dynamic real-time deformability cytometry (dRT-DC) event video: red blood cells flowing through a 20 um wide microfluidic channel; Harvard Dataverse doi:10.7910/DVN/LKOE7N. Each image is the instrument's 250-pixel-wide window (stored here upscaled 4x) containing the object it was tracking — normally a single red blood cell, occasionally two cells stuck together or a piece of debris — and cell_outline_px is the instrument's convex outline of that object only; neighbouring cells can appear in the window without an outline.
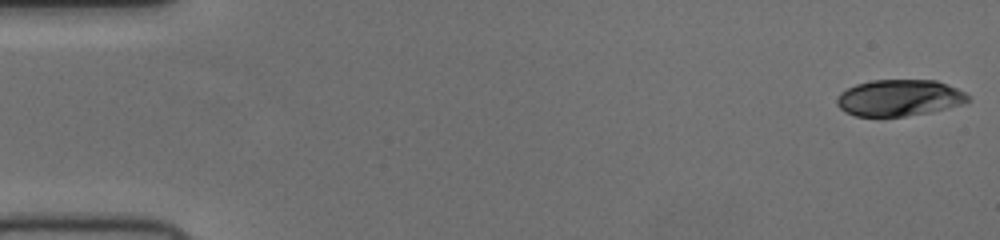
{"species": "human", "species_latin": "Homo sapiens", "temperature_condition": "cold", "stored_images_in_passage": 53, "camera_frame_rate_fps": 3000, "um_per_image_px": 0.085, "donor": {"sex": "female"}, "frame": {"image": 1, "passage_image": 1, "time_ms": 0.0, "image_size_px": [1000, 240], "cell_outline_px": [[972, 100], [964, 104], [932, 112], [904, 116], [856, 116], [844, 112], [836, 104], [836, 96], [840, 92], [856, 84], [872, 80], [936, 80], [948, 84], [964, 92]], "centroid_in_image_um": [76.44, 8.32], "position_along_channel_um": 8.6, "area_um2": 28.09}}
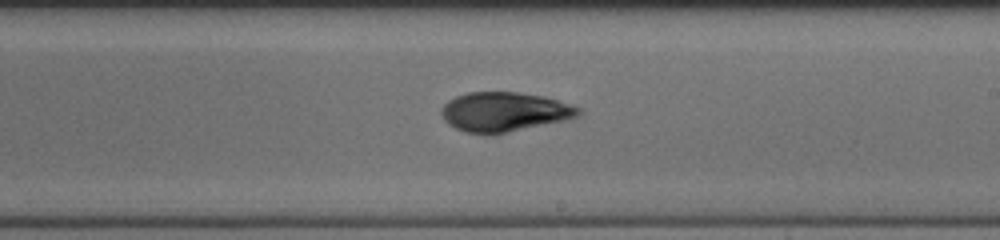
{"frame": {"image": 2, "passage_image": 31, "time_ms": 10.0, "image_size_px": [1000, 240], "cell_outline_px": [[580, 116], [564, 120], [492, 136], [488, 136], [464, 132], [448, 124], [444, 120], [440, 112], [440, 108], [448, 100], [456, 96], [468, 92], [516, 92], [544, 96], [580, 108]], "centroid_in_image_um": [42.8, 9.53], "position_along_channel_um": 246.2, "area_um2": 31.79}}
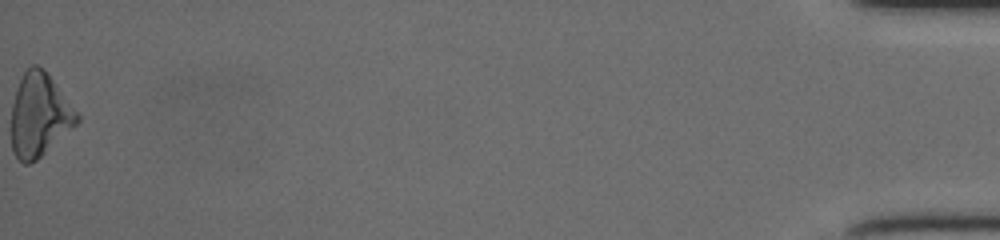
{"frame": {"image": 3, "passage_image": 53, "time_ms": 17.333, "image_size_px": [1000, 240], "cell_outline_px": [[80, 120], [76, 124], [36, 160], [28, 164], [24, 164], [12, 152], [12, 104], [16, 88], [24, 72], [32, 64], [36, 64], [44, 68], [80, 116]], "centroid_in_image_um": [3.33, 9.76], "position_along_channel_um": 431.9, "area_um2": 31.44}}